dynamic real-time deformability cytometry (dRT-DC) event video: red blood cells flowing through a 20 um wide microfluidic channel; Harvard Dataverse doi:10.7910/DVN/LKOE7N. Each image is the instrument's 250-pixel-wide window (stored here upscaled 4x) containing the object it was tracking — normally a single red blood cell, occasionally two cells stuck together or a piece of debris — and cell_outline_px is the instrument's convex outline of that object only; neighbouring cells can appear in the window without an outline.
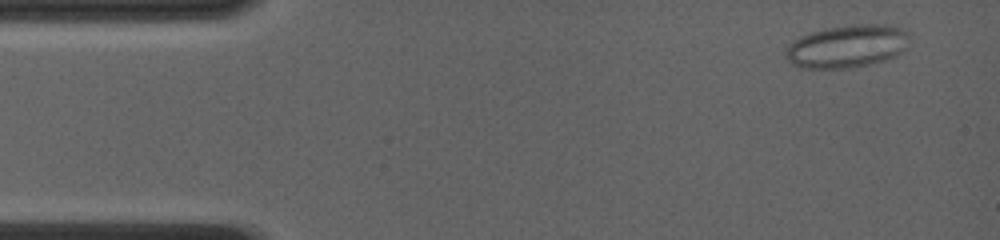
{"species": "common noctule bat (a hibernating species)", "species_latin": "Nyctalus noctula", "temperature_condition": "room temperature", "stored_images_in_passage": 60, "camera_frame_rate_fps": 4000, "um_per_image_px": 0.085, "animal": {"sex": "female", "body_mass_g": 19.0, "forearm_length_mm": 56.7}, "frame": {"image": 1, "passage_image": 4, "time_ms": 0.75, "image_size_px": [1000, 240], "cell_outline_px": [[908, 36], [904, 48], [896, 56], [884, 60], [868, 64], [848, 68], [800, 68], [792, 64], [784, 56], [784, 52], [788, 44], [792, 40], [800, 36], [812, 32], [828, 28], [852, 24], [888, 24], [900, 28], [908, 32]], "centroid_in_image_um": [71.95, 3.93], "position_along_channel_um": 13.1, "area_um2": 30.87}}
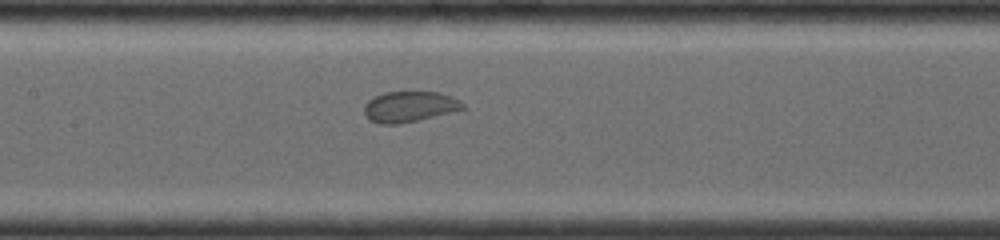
{"frame": {"image": 2, "passage_image": 29, "time_ms": 7.0, "image_size_px": [1000, 240], "cell_outline_px": [[464, 108], [400, 124], [380, 124], [368, 120], [364, 112], [364, 104], [368, 100], [384, 92], [440, 92], [452, 96], [460, 100], [464, 104]], "centroid_in_image_um": [34.75, 9.06], "position_along_channel_um": 172.6, "area_um2": 17.46}}
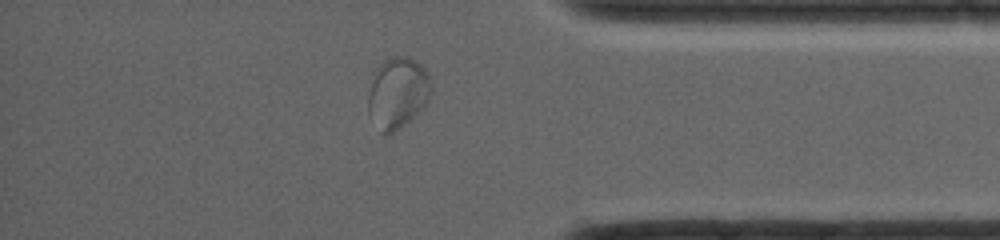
{"frame": {"image": 3, "passage_image": 52, "time_ms": 12.75, "image_size_px": [1000, 240], "cell_outline_px": [[432, 88], [428, 104], [424, 108], [404, 124], [388, 136], [384, 136], [380, 132], [368, 116], [368, 96], [372, 72], [384, 60], [392, 56], [408, 56], [416, 60], [428, 72], [432, 84]], "centroid_in_image_um": [33.79, 7.89], "position_along_channel_um": 401.4, "area_um2": 26.88}}